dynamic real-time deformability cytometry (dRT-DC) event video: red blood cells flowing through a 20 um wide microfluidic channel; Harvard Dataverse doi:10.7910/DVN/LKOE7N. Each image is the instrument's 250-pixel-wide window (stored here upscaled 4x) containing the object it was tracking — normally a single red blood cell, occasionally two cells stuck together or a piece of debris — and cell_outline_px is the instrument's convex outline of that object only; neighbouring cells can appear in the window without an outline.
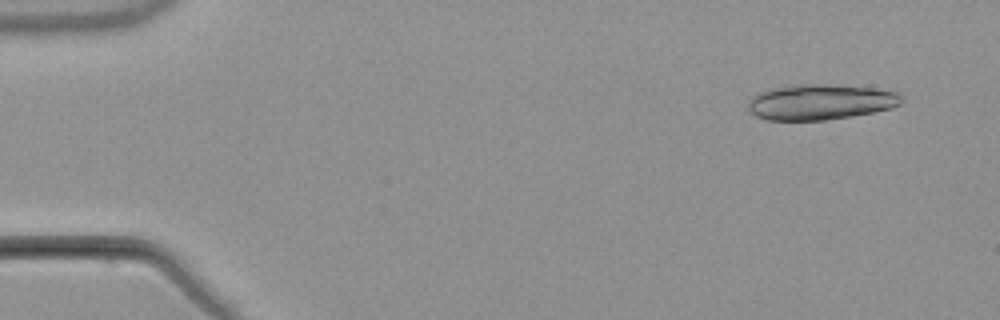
{"species": "common noctule bat (a hibernating species)", "species_latin": "Nyctalus noctula", "temperature_condition": "warm", "stored_images_in_passage": 6, "camera_frame_rate_fps": 3000, "um_per_image_px": 0.085, "animal": {"sex": "male", "body_mass_g": 21.5, "forearm_length_mm": 52.0}, "frame": {"image": 1, "passage_image": 1, "time_ms": 0.0, "image_size_px": [1000, 320], "cell_outline_px": [[904, 100], [900, 104], [892, 108], [852, 116], [824, 120], [764, 120], [756, 116], [748, 108], [748, 104], [752, 96], [756, 92], [768, 88], [800, 84], [828, 84], [872, 88], [900, 92], [904, 96]], "centroid_in_image_um": [69.73, 8.66], "position_along_channel_um": 15.3, "area_um2": 32.08}}
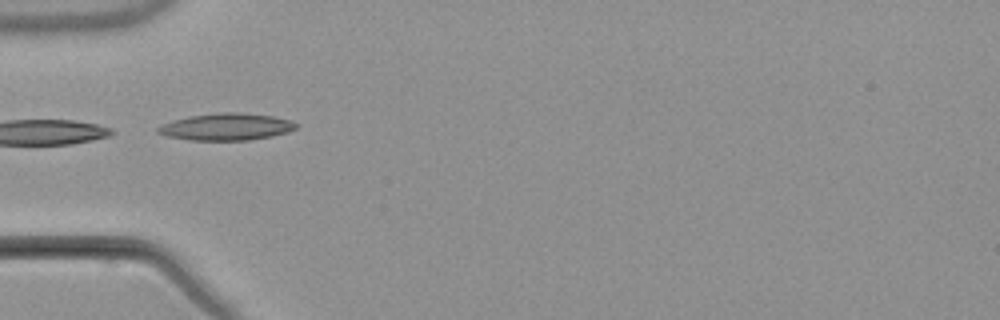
{"frame": {"image": 2, "passage_image": 5, "time_ms": 4.667, "image_size_px": [1000, 320], "cell_outline_px": [[300, 124], [296, 128], [288, 132], [272, 136], [248, 140], [188, 140], [168, 136], [156, 132], [156, 128], [172, 120], [188, 116], [216, 112], [236, 112], [272, 116], [292, 120]], "centroid_in_image_um": [19.25, 10.77], "position_along_channel_um": 65.7, "area_um2": 21.85}}
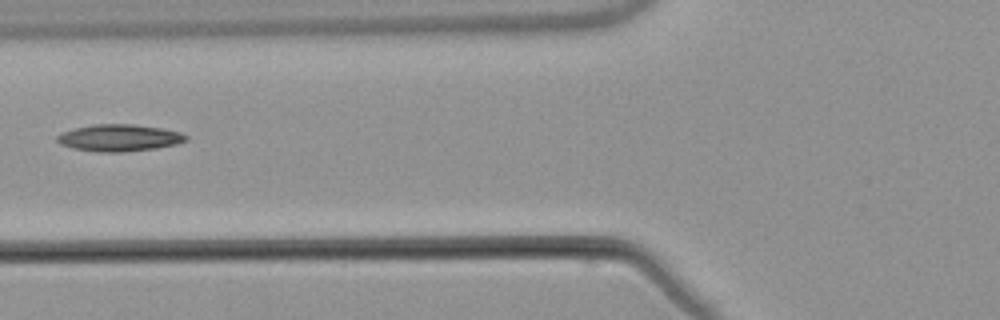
{"frame": {"image": 3, "passage_image": 6, "time_ms": 6.0, "image_size_px": [1000, 320], "cell_outline_px": [[188, 140], [176, 144], [156, 148], [120, 152], [100, 152], [76, 148], [60, 144], [56, 140], [56, 136], [60, 132], [92, 124], [136, 124], [164, 128], [180, 132], [188, 136]], "centroid_in_image_um": [10.15, 11.7], "position_along_channel_um": 115.6, "area_um2": 20.23}}